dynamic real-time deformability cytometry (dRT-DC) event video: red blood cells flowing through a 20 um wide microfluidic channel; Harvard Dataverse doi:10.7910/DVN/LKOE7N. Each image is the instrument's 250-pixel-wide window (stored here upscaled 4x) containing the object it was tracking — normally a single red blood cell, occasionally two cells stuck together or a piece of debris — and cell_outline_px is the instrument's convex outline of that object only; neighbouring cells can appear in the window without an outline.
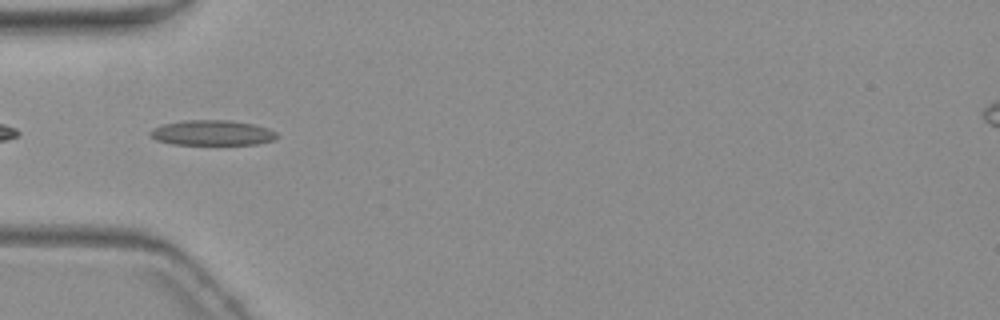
{"species": "common noctule bat (a hibernating species)", "species_latin": "Nyctalus noctula", "temperature_condition": "warm", "stored_images_in_passage": 10, "camera_frame_rate_fps": 3000, "um_per_image_px": 0.085, "animal": {"sex": "female", "body_mass_g": 19.3, "forearm_length_mm": 54.1}, "frame": {"image": 1, "passage_image": 4, "time_ms": 5.0, "image_size_px": [1000, 320], "cell_outline_px": [[280, 136], [276, 140], [256, 144], [172, 144], [156, 140], [148, 132], [152, 128], [164, 124], [184, 120], [228, 120], [252, 124], [268, 128], [276, 132]], "centroid_in_image_um": [18.06, 11.29], "position_along_channel_um": 66.9, "area_um2": 18.61}}
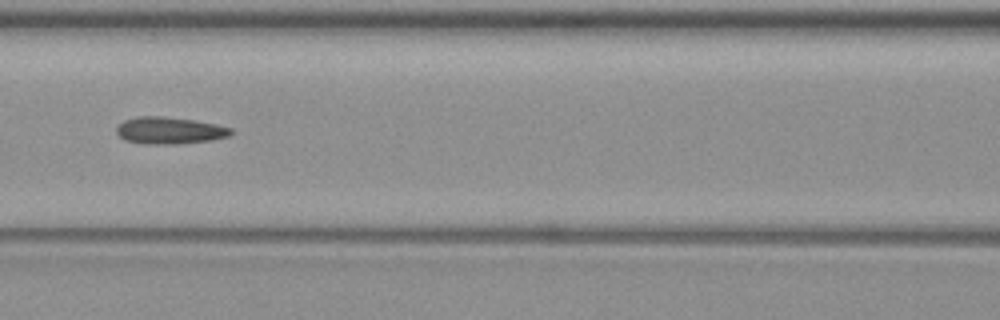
{"frame": {"image": 2, "passage_image": 6, "time_ms": 7.333, "image_size_px": [1000, 320], "cell_outline_px": [[232, 132], [228, 136], [212, 140], [176, 144], [140, 144], [124, 140], [116, 132], [116, 128], [124, 120], [140, 116], [164, 116], [192, 120], [216, 124], [232, 128]], "centroid_in_image_um": [14.39, 11.1], "position_along_channel_um": 152.2, "area_um2": 17.98}}
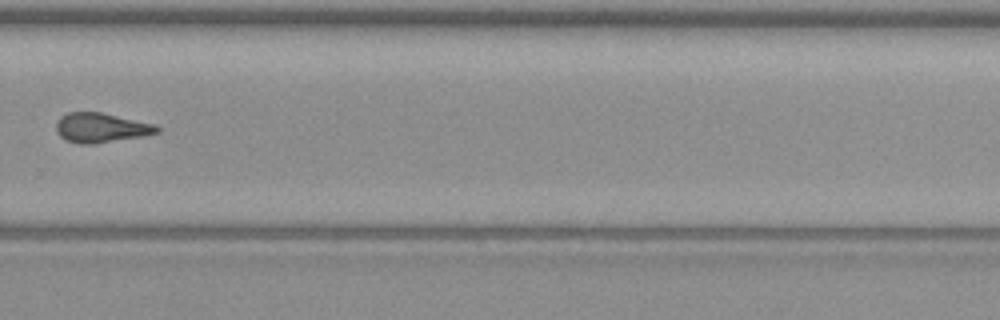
{"frame": {"image": 3, "passage_image": 10, "time_ms": 12.0, "image_size_px": [1000, 320], "cell_outline_px": [[160, 132], [140, 136], [96, 144], [80, 144], [68, 140], [60, 136], [56, 132], [56, 124], [60, 116], [68, 112], [100, 112], [156, 124], [160, 128]], "centroid_in_image_um": [8.58, 10.85], "position_along_channel_um": 321.2, "area_um2": 17.34}}